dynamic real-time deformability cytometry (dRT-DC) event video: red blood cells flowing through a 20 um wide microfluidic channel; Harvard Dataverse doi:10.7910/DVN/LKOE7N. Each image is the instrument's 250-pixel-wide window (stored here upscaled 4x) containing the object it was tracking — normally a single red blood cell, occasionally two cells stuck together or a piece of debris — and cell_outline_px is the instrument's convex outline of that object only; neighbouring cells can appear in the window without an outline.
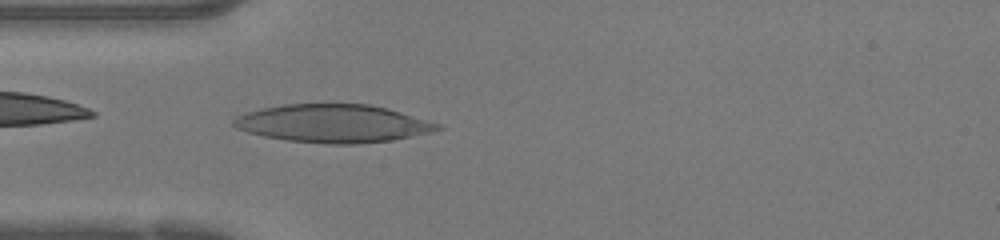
{"species": "human", "species_latin": "Homo sapiens", "temperature_condition": "warm", "stored_images_in_passage": 35, "camera_frame_rate_fps": 3000, "um_per_image_px": 0.085, "donor": {"sex": "female"}, "frame": {"image": 1, "passage_image": 1, "time_ms": 0.0, "image_size_px": [1000, 240], "cell_outline_px": [[444, 128], [428, 132], [392, 140], [356, 144], [328, 144], [288, 140], [264, 136], [248, 132], [236, 128], [232, 124], [232, 120], [248, 112], [264, 108], [284, 104], [368, 104], [388, 108], [440, 124]], "centroid_in_image_um": [28.32, 10.49], "position_along_channel_um": 56.7, "area_um2": 44.74}}
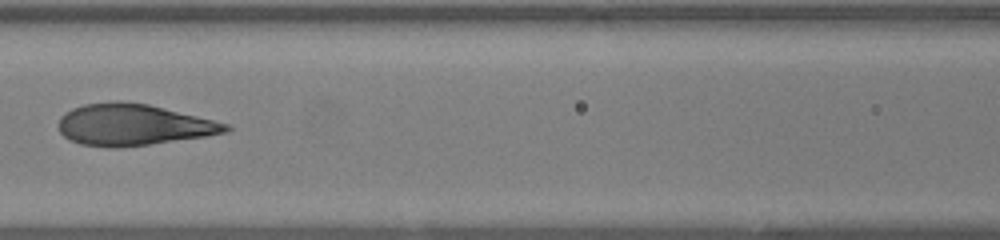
{"frame": {"image": 2, "passage_image": 8, "time_ms": 2.333, "image_size_px": [1000, 240], "cell_outline_px": [[232, 128], [228, 132], [204, 136], [148, 144], [116, 148], [108, 148], [80, 144], [68, 140], [60, 132], [60, 116], [72, 108], [84, 104], [116, 100], [120, 100], [148, 104], [228, 124]], "centroid_in_image_um": [11.27, 10.6], "position_along_channel_um": 155.3, "area_um2": 40.11}}
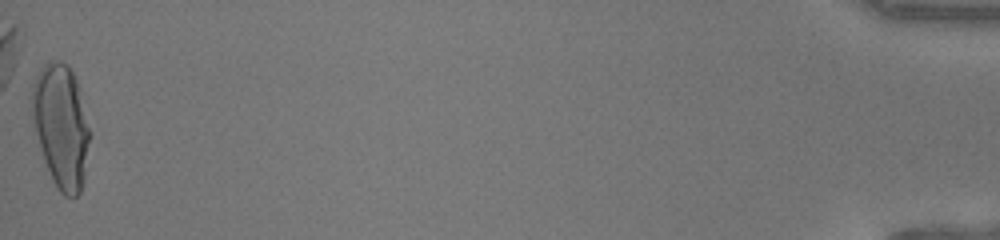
{"frame": {"image": 3, "passage_image": 35, "time_ms": 11.333, "image_size_px": [1000, 240], "cell_outline_px": [[92, 136], [84, 180], [80, 192], [76, 196], [64, 196], [60, 192], [52, 180], [44, 160], [40, 148], [32, 116], [32, 88], [36, 76], [40, 68], [48, 60], [56, 60], [68, 64], [76, 80], [80, 92], [92, 132]], "centroid_in_image_um": [5.23, 10.71], "position_along_channel_um": 430.0, "area_um2": 42.02}, "authors_computed_cell_mechanics": {"area_um2": 39.304, "velocity_mm_per_s": 4.2683, "shape_relaxation_time_tau1_ms": 10.6178, "shape_relaxation_time_tau2_ms": null, "deformation_change_tau1": 0.4442, "deformation_change_tau2": null}}